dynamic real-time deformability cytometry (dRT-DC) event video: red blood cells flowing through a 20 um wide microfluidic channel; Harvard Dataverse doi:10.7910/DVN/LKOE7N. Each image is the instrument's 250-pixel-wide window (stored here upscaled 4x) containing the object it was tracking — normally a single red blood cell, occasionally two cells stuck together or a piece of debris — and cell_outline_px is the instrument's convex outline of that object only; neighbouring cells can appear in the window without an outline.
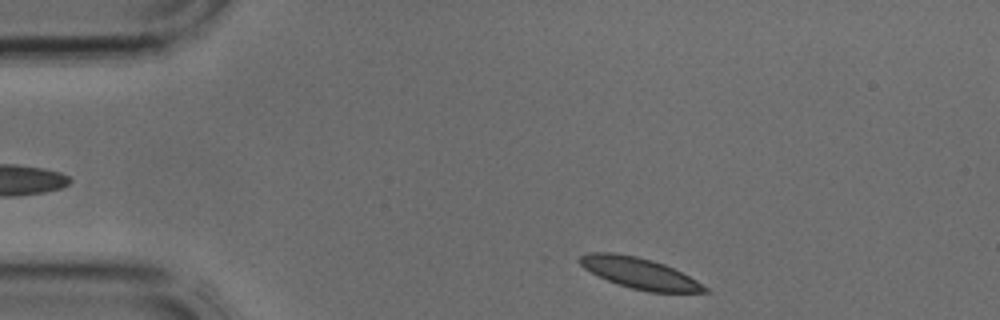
{"species": "common noctule bat (a hibernating species)", "species_latin": "Nyctalus noctula", "temperature_condition": "cold", "stored_images_in_passage": 4, "segment_of_instrument_passage": [2, 2], "camera_frame_rate_fps": 3000, "um_per_image_px": 0.085, "animal": {"sex": "male", "body_mass_g": 17.9, "forearm_length_mm": 54.2}, "frame": {"image": 1, "passage_image": 4, "time_ms": 1.0, "image_size_px": [1000, 320], "cell_outline_px": [[708, 292], [648, 292], [616, 284], [584, 268], [576, 260], [580, 256], [588, 252], [612, 252], [636, 256], [652, 260], [664, 264], [696, 280], [708, 288]], "centroid_in_image_um": [54.32, 23.21], "position_along_channel_um": 30.7, "area_um2": 22.31}}